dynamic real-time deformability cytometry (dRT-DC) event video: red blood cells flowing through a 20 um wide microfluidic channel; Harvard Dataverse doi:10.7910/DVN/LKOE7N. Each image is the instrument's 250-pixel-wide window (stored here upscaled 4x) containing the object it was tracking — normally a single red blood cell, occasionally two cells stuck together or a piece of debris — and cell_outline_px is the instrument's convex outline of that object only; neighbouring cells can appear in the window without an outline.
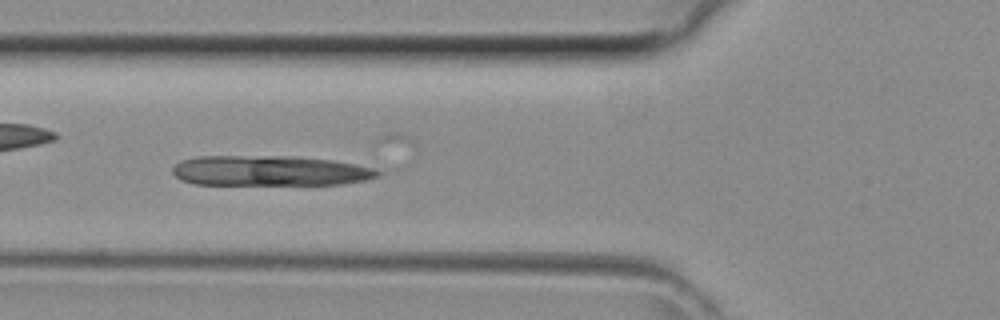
{"species": "common noctule bat (a hibernating species)", "species_latin": "Nyctalus noctula", "temperature_condition": "room temperature", "stored_images_in_passage": 36, "camera_frame_rate_fps": 3000, "um_per_image_px": 0.085, "animal": {"sex": "female", "body_mass_g": 29.2, "forearm_length_mm": 56.3}, "frame": {"image": 1, "passage_image": 9, "time_ms": 2.667, "image_size_px": [1000, 320], "cell_outline_px": [[380, 176], [364, 180], [344, 184], [192, 184], [180, 180], [172, 172], [172, 168], [180, 160], [196, 156], [296, 156], [332, 160], [372, 168], [380, 172]], "centroid_in_image_um": [22.88, 14.51], "position_along_channel_um": 102.9, "area_um2": 36.13}}
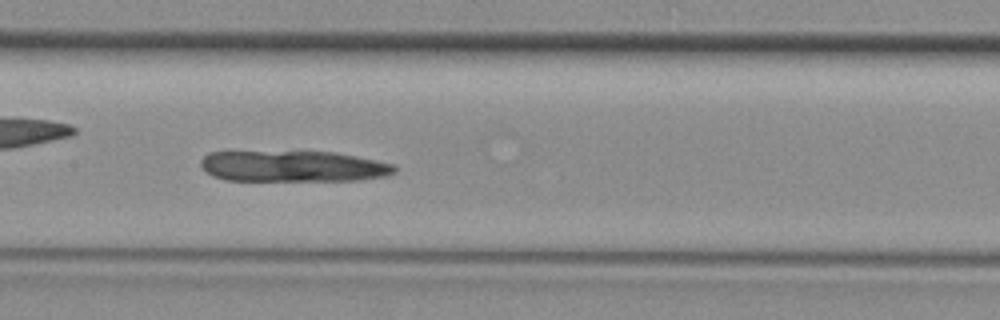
{"frame": {"image": 2, "passage_image": 14, "time_ms": 4.333, "image_size_px": [1000, 320], "cell_outline_px": [[396, 172], [388, 176], [360, 180], [224, 180], [212, 176], [200, 164], [200, 160], [208, 152], [336, 152], [392, 164], [396, 168]], "centroid_in_image_um": [24.91, 14.14], "position_along_channel_um": 182.5, "area_um2": 34.8}}
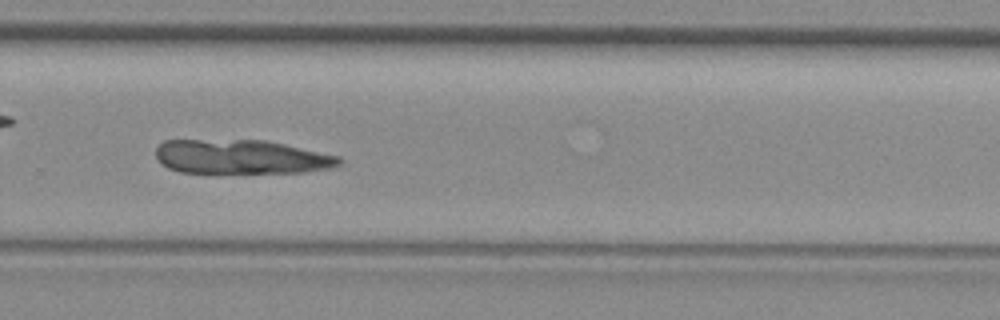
{"frame": {"image": 3, "passage_image": 22, "time_ms": 7.0, "image_size_px": [1000, 320], "cell_outline_px": [[344, 160], [340, 164], [332, 168], [304, 172], [180, 172], [168, 168], [156, 156], [156, 148], [164, 140], [264, 140], [284, 144], [340, 156]], "centroid_in_image_um": [20.54, 13.33], "position_along_channel_um": 309.3, "area_um2": 36.3}}